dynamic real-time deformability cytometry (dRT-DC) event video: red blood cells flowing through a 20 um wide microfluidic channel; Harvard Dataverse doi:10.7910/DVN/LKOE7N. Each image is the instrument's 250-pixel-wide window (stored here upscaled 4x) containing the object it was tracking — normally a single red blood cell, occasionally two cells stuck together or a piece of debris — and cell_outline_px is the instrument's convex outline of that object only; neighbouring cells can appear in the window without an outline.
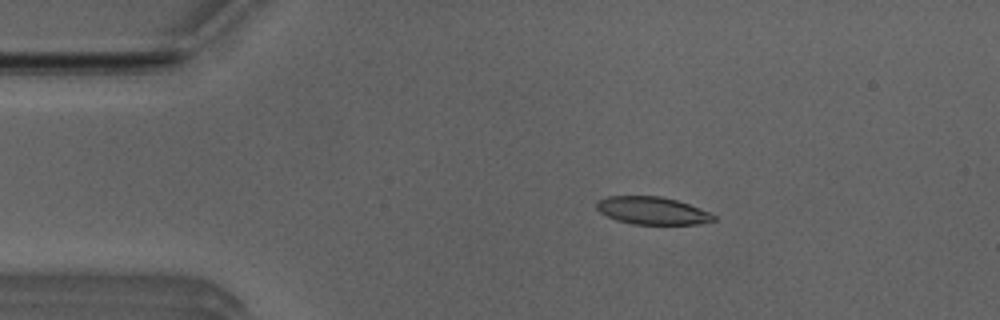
{"species": "Egyptian fruit bat (a non-hibernating species)", "species_latin": "Rousettus aegyptiacus", "temperature_condition": "room temperature", "stored_images_in_passage": 48, "camera_frame_rate_fps": 3000, "um_per_image_px": 0.085, "animal": {"sex": "male"}, "frame": {"image": 1, "passage_image": 6, "time_ms": 1.667, "image_size_px": [1000, 320], "cell_outline_px": [[716, 220], [700, 224], [632, 224], [616, 220], [600, 212], [596, 208], [596, 200], [608, 196], [660, 196], [676, 200], [688, 204], [708, 212], [716, 216]], "centroid_in_image_um": [55.42, 17.9], "position_along_channel_um": 29.6, "area_um2": 18.79}}
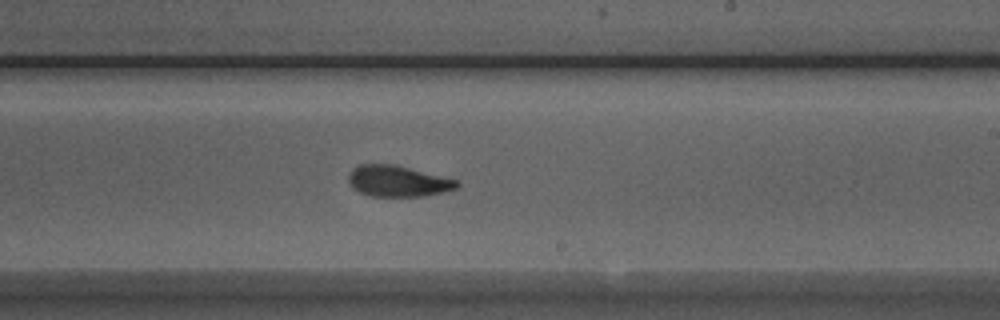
{"frame": {"image": 2, "passage_image": 27, "time_ms": 8.667, "image_size_px": [1000, 320], "cell_outline_px": [[460, 184], [456, 188], [444, 192], [424, 196], [368, 196], [352, 188], [348, 184], [348, 172], [352, 168], [360, 164], [396, 164], [460, 180]], "centroid_in_image_um": [33.81, 15.38], "position_along_channel_um": 255.2, "area_um2": 20.06}}
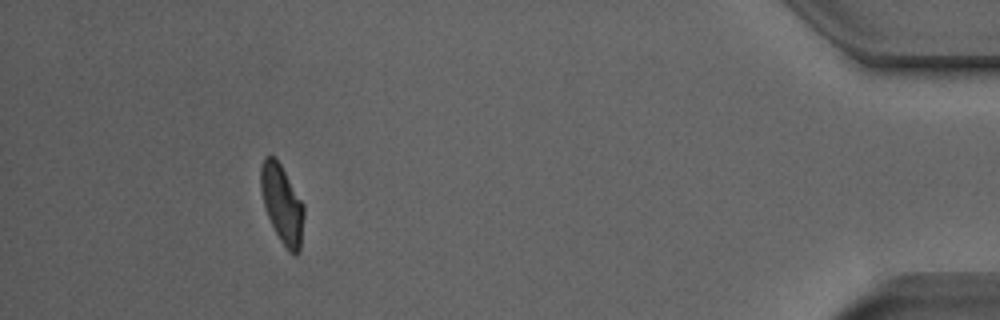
{"frame": {"image": 3, "passage_image": 44, "time_ms": 14.333, "image_size_px": [1000, 320], "cell_outline_px": [[304, 216], [300, 252], [296, 256], [292, 256], [288, 252], [280, 240], [268, 216], [264, 204], [260, 188], [260, 168], [264, 156], [276, 156], [304, 204]], "centroid_in_image_um": [23.99, 17.35], "position_along_channel_um": 411.2, "area_um2": 19.94}, "authors_computed_cell_mechanics": {"area_um2": 19.8832, "velocity_mm_per_s": 3.9277, "shape_relaxation_time_tau1_ms": 4.0086, "shape_relaxation_time_tau2_ms": 1.8783, "deformation_change_tau1": 0.1824, "deformation_change_tau2": 0.0882}}